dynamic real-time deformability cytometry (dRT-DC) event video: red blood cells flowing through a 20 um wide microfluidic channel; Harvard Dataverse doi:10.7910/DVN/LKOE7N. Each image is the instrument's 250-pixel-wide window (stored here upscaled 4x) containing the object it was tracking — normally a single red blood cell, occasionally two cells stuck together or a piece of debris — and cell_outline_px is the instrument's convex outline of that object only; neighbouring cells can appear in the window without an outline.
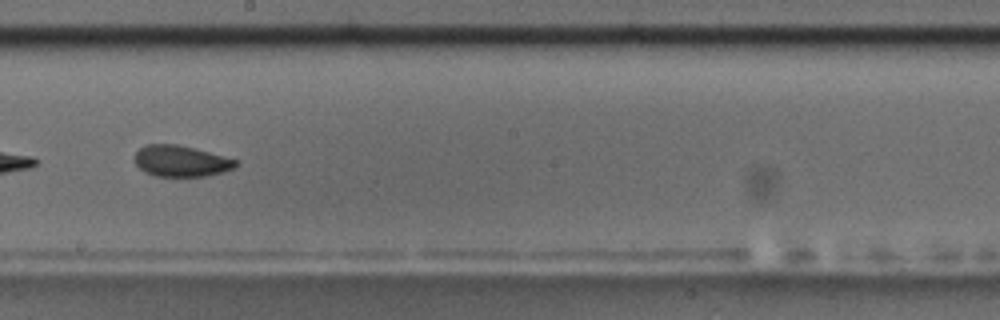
{"species": "common noctule bat (a hibernating species)", "species_latin": "Nyctalus noctula", "temperature_condition": "room temperature", "stored_images_in_passage": 41, "camera_frame_rate_fps": 3000, "um_per_image_px": 0.085, "animal": {"sex": "male", "body_mass_g": 17.5, "forearm_length_mm": 52.3}, "frame": {"image": 1, "passage_image": 18, "time_ms": 5.667, "image_size_px": [1000, 320], "cell_outline_px": [[236, 168], [224, 172], [204, 176], [156, 176], [144, 172], [136, 164], [136, 152], [140, 148], [148, 144], [176, 144], [208, 152], [236, 160]], "centroid_in_image_um": [15.37, 13.7], "position_along_channel_um": 232.8, "area_um2": 18.03}, "authors_computed_cell_mechanics": {"area_um2": 18.785, "velocity_mm_per_s": 3.7282, "shape_relaxation_time_tau1_ms": null, "shape_relaxation_time_tau2_ms": 3.6059, "deformation_change_tau1": null, "deformation_change_tau2": 0.0879}}